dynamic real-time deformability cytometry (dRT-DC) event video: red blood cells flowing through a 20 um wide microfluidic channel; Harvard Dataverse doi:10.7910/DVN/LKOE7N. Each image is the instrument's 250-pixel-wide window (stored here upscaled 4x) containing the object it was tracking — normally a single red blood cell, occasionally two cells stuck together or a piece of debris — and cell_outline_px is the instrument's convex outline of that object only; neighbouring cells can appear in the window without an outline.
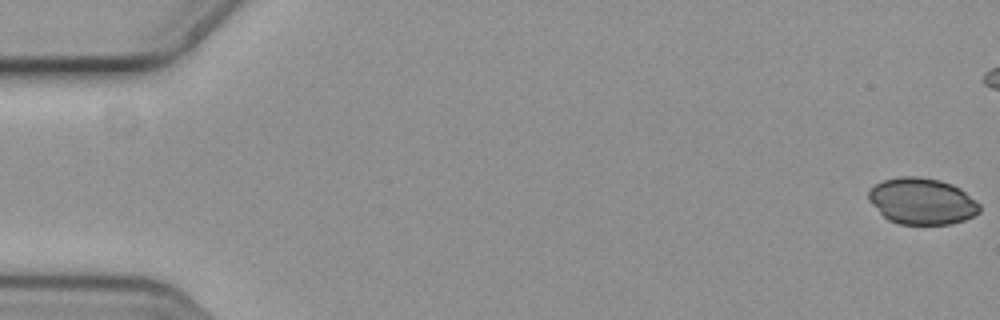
{"species": "common noctule bat (a hibernating species)", "species_latin": "Nyctalus noctula", "temperature_condition": "cold", "stored_images_in_passage": 6, "camera_frame_rate_fps": 3000, "um_per_image_px": 0.085, "animal": {"sex": "female", "body_mass_g": 19.3, "forearm_length_mm": 54.1}, "frame": {"image": 1, "passage_image": 1, "time_ms": 0.0, "image_size_px": [1000, 320], "cell_outline_px": [[980, 212], [964, 220], [948, 224], [900, 224], [888, 220], [868, 200], [868, 192], [876, 184], [884, 180], [900, 176], [916, 176], [940, 180], [952, 184], [960, 188], [976, 200], [980, 204]], "centroid_in_image_um": [78.38, 17.1], "position_along_channel_um": 6.6, "area_um2": 29.94}}